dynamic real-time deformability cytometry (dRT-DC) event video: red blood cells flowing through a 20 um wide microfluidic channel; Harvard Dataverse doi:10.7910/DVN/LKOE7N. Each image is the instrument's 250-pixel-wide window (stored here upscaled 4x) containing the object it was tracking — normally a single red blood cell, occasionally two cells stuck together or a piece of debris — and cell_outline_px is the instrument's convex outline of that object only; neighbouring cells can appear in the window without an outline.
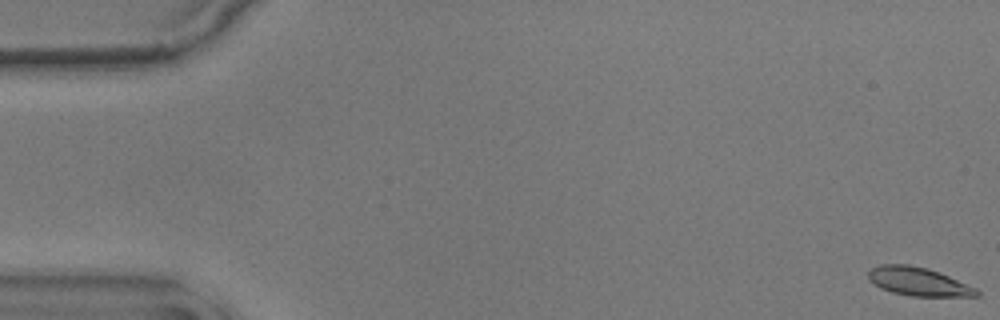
{"species": "common noctule bat (a hibernating species)", "species_latin": "Nyctalus noctula", "temperature_condition": "warm", "stored_images_in_passage": 57, "camera_frame_rate_fps": 3000, "um_per_image_px": 0.085, "animal": {"sex": "male", "body_mass_g": 17.9}, "frame": {"image": 1, "passage_image": 1, "time_ms": 0.0, "image_size_px": [1000, 320], "cell_outline_px": [[980, 296], [912, 296], [892, 292], [880, 288], [868, 280], [868, 272], [872, 268], [880, 264], [908, 264], [928, 268], [940, 272], [976, 288], [980, 292]], "centroid_in_image_um": [78.05, 23.92], "position_along_channel_um": 7.0, "area_um2": 18.03}}
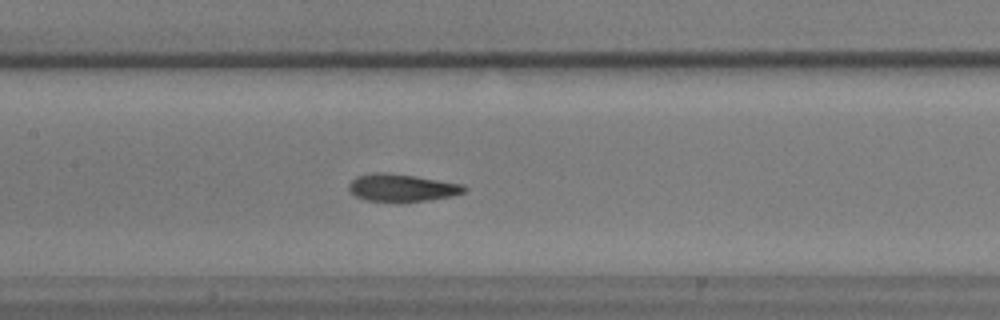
{"frame": {"image": 2, "passage_image": 27, "time_ms": 8.667, "image_size_px": [1000, 320], "cell_outline_px": [[468, 188], [464, 192], [452, 196], [428, 200], [400, 204], [396, 204], [368, 200], [356, 196], [348, 188], [348, 184], [356, 176], [372, 172], [384, 172], [416, 176], [464, 184]], "centroid_in_image_um": [34.17, 15.98], "position_along_channel_um": 173.2, "area_um2": 19.07}}
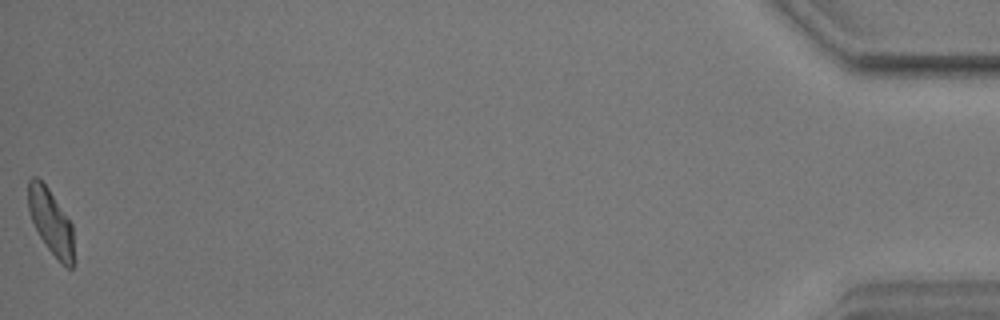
{"frame": {"image": 3, "passage_image": 57, "time_ms": 18.667, "image_size_px": [1000, 320], "cell_outline_px": [[76, 260], [72, 268], [68, 268], [60, 264], [48, 248], [40, 236], [32, 220], [28, 208], [28, 180], [32, 176], [36, 176], [48, 188], [72, 224]], "centroid_in_image_um": [4.37, 18.92], "position_along_channel_um": 430.8, "area_um2": 17.57}, "authors_computed_cell_mechanics": {"area_um2": 18.207, "velocity_mm_per_s": 3.5604, "shape_relaxation_time_tau1_ms": 3.8354, "shape_relaxation_time_tau2_ms": 2.3314, "deformation_change_tau1": 0.1565, "deformation_change_tau2": 0.0903}}